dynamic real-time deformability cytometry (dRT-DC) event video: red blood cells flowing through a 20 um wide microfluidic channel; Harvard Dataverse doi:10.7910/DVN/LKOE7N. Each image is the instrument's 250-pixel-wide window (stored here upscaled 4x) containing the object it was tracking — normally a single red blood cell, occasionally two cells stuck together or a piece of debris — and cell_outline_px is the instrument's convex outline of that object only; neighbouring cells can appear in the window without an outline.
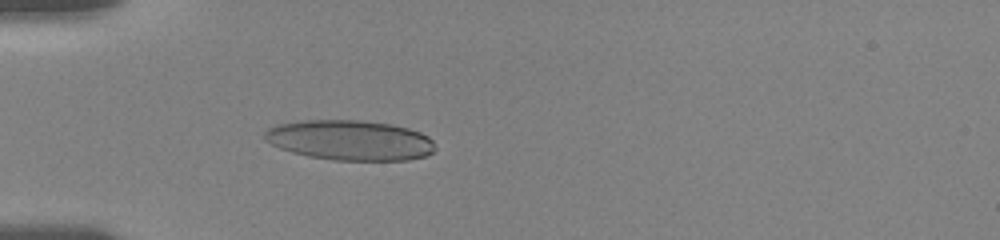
{"species": "human", "species_latin": "Homo sapiens", "temperature_condition": "room temperature", "stored_images_in_passage": 41, "camera_frame_rate_fps": 3000, "um_per_image_px": 0.085, "donor": {"sex": "female"}, "frame": {"image": 1, "passage_image": 14, "time_ms": 5.333, "image_size_px": [1000, 240], "cell_outline_px": [[436, 148], [432, 152], [424, 156], [408, 160], [332, 160], [308, 156], [292, 152], [280, 148], [264, 140], [264, 132], [268, 128], [276, 124], [300, 120], [360, 120], [392, 124], [408, 128], [420, 132], [428, 136], [432, 140]], "centroid_in_image_um": [29.73, 11.91], "position_along_channel_um": 55.3, "area_um2": 40.06}}
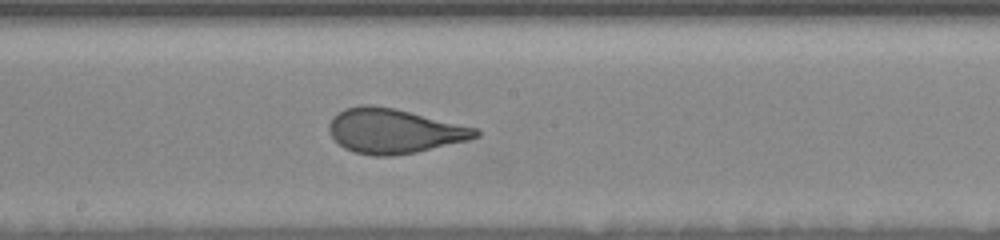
{"frame": {"image": 2, "passage_image": 25, "time_ms": 10.0, "image_size_px": [1000, 240], "cell_outline_px": [[480, 136], [468, 140], [416, 152], [392, 156], [372, 156], [356, 152], [344, 148], [328, 132], [328, 124], [332, 116], [344, 108], [360, 104], [372, 104], [392, 108], [476, 128], [480, 132]], "centroid_in_image_um": [33.44, 11.13], "position_along_channel_um": 214.8, "area_um2": 37.92}}
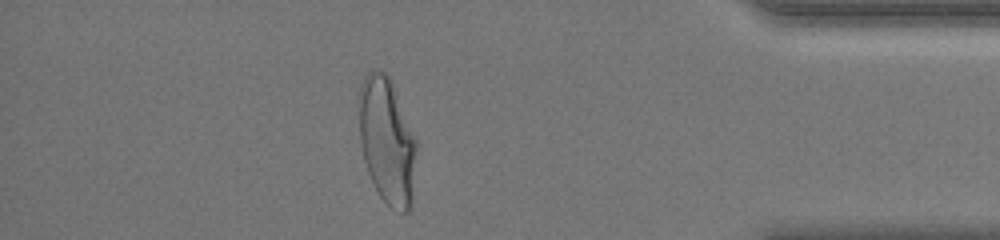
{"frame": {"image": 3, "passage_image": 37, "time_ms": 16.0, "image_size_px": [1000, 240], "cell_outline_px": [[416, 148], [412, 208], [408, 212], [400, 212], [392, 208], [380, 196], [368, 172], [364, 160], [360, 144], [356, 100], [360, 84], [364, 76], [368, 72], [384, 72], [392, 80], [416, 140]], "centroid_in_image_um": [32.86, 11.94], "position_along_channel_um": 402.3, "area_um2": 42.89}, "authors_computed_cell_mechanics": {"area_um2": 38.5526, "velocity_mm_per_s": 3.6389, "shape_relaxation_time_tau1_ms": 4.1183, "shape_relaxation_time_tau2_ms": null, "deformation_change_tau1": 0.1878, "deformation_change_tau2": null}}